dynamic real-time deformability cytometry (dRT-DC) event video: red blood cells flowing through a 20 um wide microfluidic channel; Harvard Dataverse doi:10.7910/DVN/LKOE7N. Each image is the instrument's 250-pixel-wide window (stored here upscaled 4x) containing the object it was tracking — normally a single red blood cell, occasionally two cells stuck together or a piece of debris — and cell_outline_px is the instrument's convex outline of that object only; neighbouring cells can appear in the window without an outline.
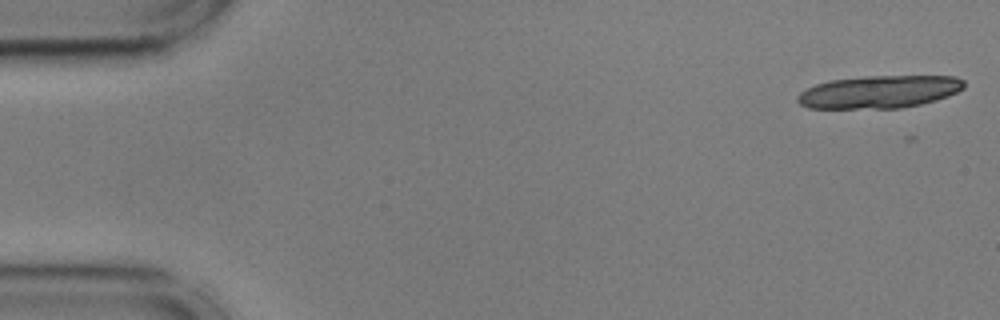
{"species": "common noctule bat (a hibernating species)", "species_latin": "Nyctalus noctula", "temperature_condition": "cold", "stored_images_in_passage": 14, "camera_frame_rate_fps": 3000, "um_per_image_px": 0.085, "animal": {"sex": "male", "body_mass_g": 17.9, "forearm_length_mm": 54.2}, "frame": {"image": 1, "passage_image": 1, "time_ms": 0.0, "image_size_px": [1000, 320], "cell_outline_px": [[964, 88], [948, 96], [936, 100], [920, 104], [900, 108], [808, 108], [800, 104], [796, 100], [796, 96], [800, 92], [816, 84], [828, 80], [864, 76], [956, 76], [964, 80]], "centroid_in_image_um": [74.72, 7.8], "position_along_channel_um": 10.3, "area_um2": 31.79}}